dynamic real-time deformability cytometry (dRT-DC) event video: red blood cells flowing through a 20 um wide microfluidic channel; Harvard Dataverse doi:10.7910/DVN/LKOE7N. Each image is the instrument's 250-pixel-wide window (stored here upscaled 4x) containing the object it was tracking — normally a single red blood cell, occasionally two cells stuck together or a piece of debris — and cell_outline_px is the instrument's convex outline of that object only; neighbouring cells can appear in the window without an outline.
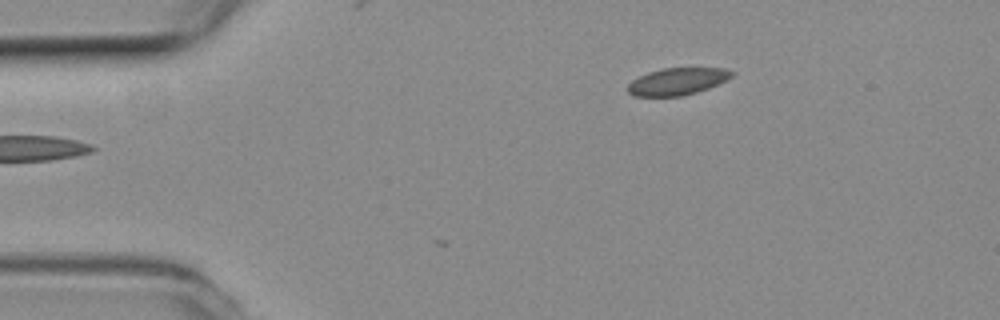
{"species": "common noctule bat (a hibernating species)", "species_latin": "Nyctalus noctula", "temperature_condition": "room temperature", "stored_images_in_passage": 3, "camera_frame_rate_fps": 3000, "um_per_image_px": 0.085, "animal": {"sex": "female", "body_mass_g": 19.3, "forearm_length_mm": 54.1}, "frame": {"image": 1, "passage_image": 3, "time_ms": 0.667, "image_size_px": [1000, 320], "cell_outline_px": [[732, 76], [708, 88], [696, 92], [680, 96], [632, 96], [628, 92], [628, 84], [632, 80], [648, 72], [664, 68], [724, 68], [732, 72]], "centroid_in_image_um": [57.52, 6.92], "position_along_channel_um": 27.5, "area_um2": 16.13}}